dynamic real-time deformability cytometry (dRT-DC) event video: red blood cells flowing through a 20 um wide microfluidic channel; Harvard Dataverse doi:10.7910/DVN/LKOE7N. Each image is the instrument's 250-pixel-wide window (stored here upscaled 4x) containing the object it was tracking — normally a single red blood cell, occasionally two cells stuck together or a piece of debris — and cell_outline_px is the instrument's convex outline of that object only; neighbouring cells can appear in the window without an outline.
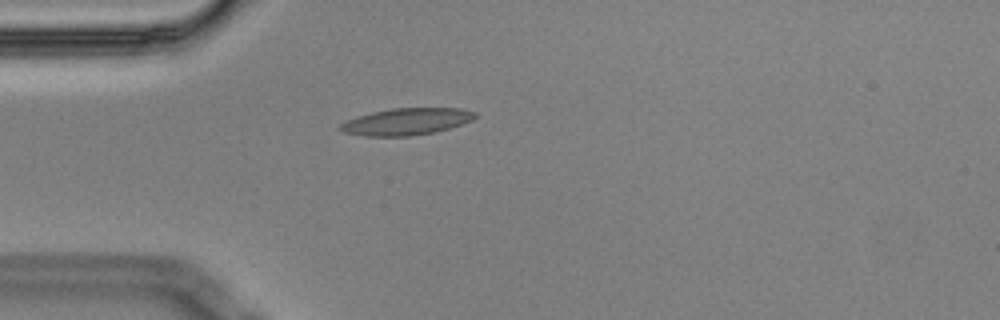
{"species": "Egyptian fruit bat (a non-hibernating species)", "species_latin": "Rousettus aegyptiacus", "temperature_condition": "cold", "stored_images_in_passage": 2, "segment_of_instrument_passage": [1, 2], "camera_frame_rate_fps": 3000, "um_per_image_px": 0.085, "animal": {"sex": "male"}, "frame": {"image": 1, "passage_image": 1, "time_ms": 0.0, "image_size_px": [1000, 320], "cell_outline_px": [[476, 116], [472, 120], [436, 132], [412, 136], [364, 136], [344, 132], [340, 128], [340, 124], [344, 120], [356, 116], [372, 112], [392, 108], [460, 108], [476, 112]], "centroid_in_image_um": [34.52, 10.33], "position_along_channel_um": 50.5, "area_um2": 21.1}}